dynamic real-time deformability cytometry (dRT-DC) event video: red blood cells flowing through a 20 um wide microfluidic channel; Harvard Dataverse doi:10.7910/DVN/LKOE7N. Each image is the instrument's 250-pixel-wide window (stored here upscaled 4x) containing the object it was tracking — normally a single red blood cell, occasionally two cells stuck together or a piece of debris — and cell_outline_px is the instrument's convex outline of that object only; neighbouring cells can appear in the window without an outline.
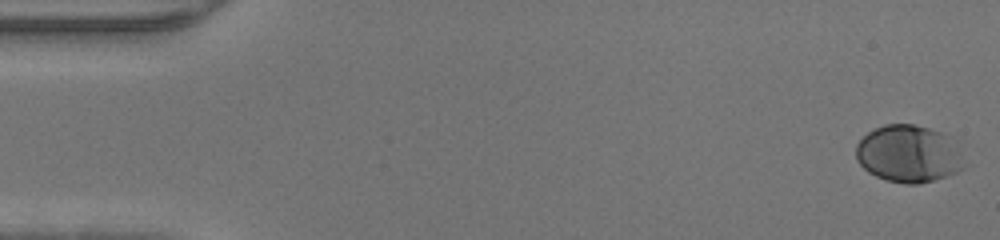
{"species": "human", "species_latin": "Homo sapiens", "temperature_condition": "warm", "stored_images_in_passage": 48, "camera_frame_rate_fps": 3000, "um_per_image_px": 0.085, "donor": {"sex": "male"}, "frame": {"image": 1, "passage_image": 1, "time_ms": 0.0, "image_size_px": [1000, 240], "cell_outline_px": [[964, 168], [956, 172], [920, 184], [904, 184], [888, 180], [876, 176], [868, 172], [856, 160], [856, 144], [868, 132], [884, 124], [912, 124], [928, 128], [952, 136], [960, 140]], "centroid_in_image_um": [77.28, 13.06], "position_along_channel_um": 7.7, "area_um2": 36.59}}
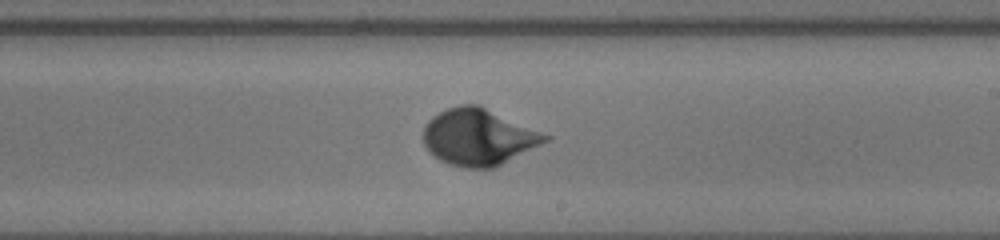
{"frame": {"image": 2, "passage_image": 28, "time_ms": 9.0, "image_size_px": [1000, 240], "cell_outline_px": [[552, 136], [548, 140], [492, 168], [464, 168], [448, 164], [440, 160], [424, 144], [424, 124], [432, 116], [448, 108], [460, 104], [480, 104]], "centroid_in_image_um": [40.66, 11.62], "position_along_channel_um": 248.3, "area_um2": 39.88}}
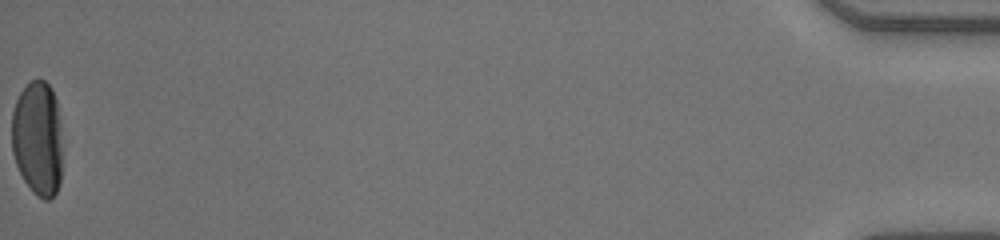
{"frame": {"image": 3, "passage_image": 48, "time_ms": 15.667, "image_size_px": [1000, 240], "cell_outline_px": [[60, 184], [56, 192], [48, 200], [44, 200], [36, 196], [32, 192], [24, 180], [16, 164], [12, 152], [12, 112], [16, 100], [20, 92], [32, 80], [44, 80], [52, 88], [56, 100], [60, 124]], "centroid_in_image_um": [3.18, 11.78], "position_along_channel_um": 432.0, "area_um2": 33.81}}